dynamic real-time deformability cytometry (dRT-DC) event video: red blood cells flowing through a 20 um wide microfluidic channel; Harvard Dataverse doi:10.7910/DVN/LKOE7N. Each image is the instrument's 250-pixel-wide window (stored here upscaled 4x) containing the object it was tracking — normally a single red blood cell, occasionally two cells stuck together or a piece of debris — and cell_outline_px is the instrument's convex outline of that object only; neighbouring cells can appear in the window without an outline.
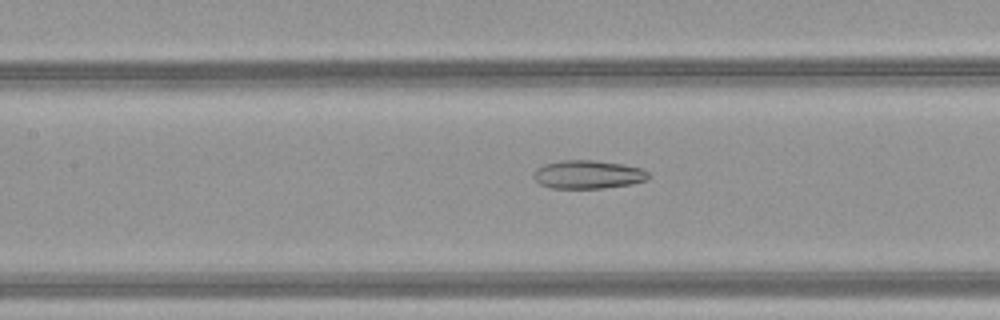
{"species": "common noctule bat (a hibernating species)", "species_latin": "Nyctalus noctula", "temperature_condition": "warm", "stored_images_in_passage": 38, "camera_frame_rate_fps": 3000, "um_per_image_px": 0.085, "animal": {"sex": "female", "body_mass_g": 21.9}, "frame": {"image": 1, "passage_image": 12, "time_ms": 3.667, "image_size_px": [1000, 320], "cell_outline_px": [[652, 176], [648, 180], [632, 184], [604, 188], [552, 188], [540, 184], [532, 176], [536, 168], [544, 164], [560, 160], [592, 160], [624, 164], [644, 168]], "centroid_in_image_um": [50.03, 14.83], "position_along_channel_um": 157.4, "area_um2": 19.31}}
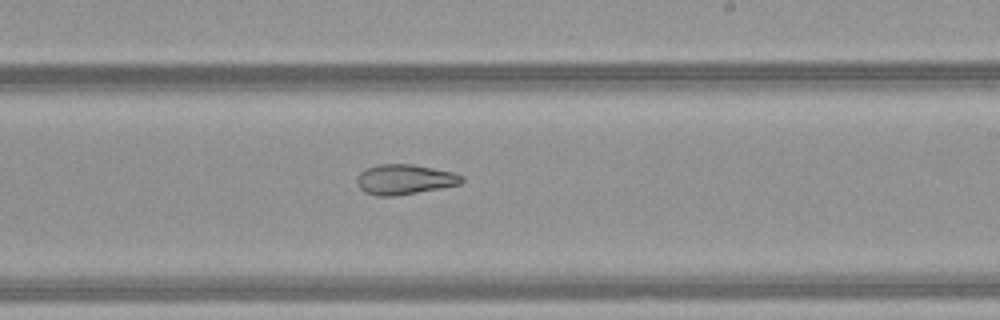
{"frame": {"image": 2, "passage_image": 19, "time_ms": 6.0, "image_size_px": [1000, 320], "cell_outline_px": [[464, 180], [460, 184], [440, 188], [396, 196], [376, 196], [364, 192], [360, 188], [356, 180], [360, 172], [364, 168], [376, 164], [412, 164], [452, 172], [464, 176]], "centroid_in_image_um": [34.36, 15.25], "position_along_channel_um": 254.6, "area_um2": 18.44}}
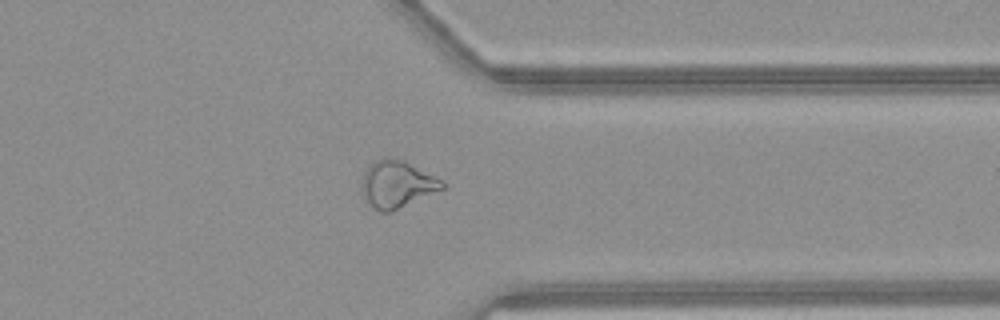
{"frame": {"image": 3, "passage_image": 28, "time_ms": 9.0, "image_size_px": [1000, 320], "cell_outline_px": [[444, 188], [392, 212], [380, 212], [372, 208], [364, 200], [360, 188], [364, 172], [368, 164], [380, 156], [392, 156], [404, 160], [444, 180]], "centroid_in_image_um": [33.69, 15.63], "position_along_channel_um": 377.7, "area_um2": 22.77}, "authors_computed_cell_mechanics": {"area_um2": 21.6172, "velocity_mm_per_s": 4.1745, "shape_relaxation_time_tau1_ms": null, "shape_relaxation_time_tau2_ms": 2.9874, "deformation_change_tau1": null, "deformation_change_tau2": 0.1147}}